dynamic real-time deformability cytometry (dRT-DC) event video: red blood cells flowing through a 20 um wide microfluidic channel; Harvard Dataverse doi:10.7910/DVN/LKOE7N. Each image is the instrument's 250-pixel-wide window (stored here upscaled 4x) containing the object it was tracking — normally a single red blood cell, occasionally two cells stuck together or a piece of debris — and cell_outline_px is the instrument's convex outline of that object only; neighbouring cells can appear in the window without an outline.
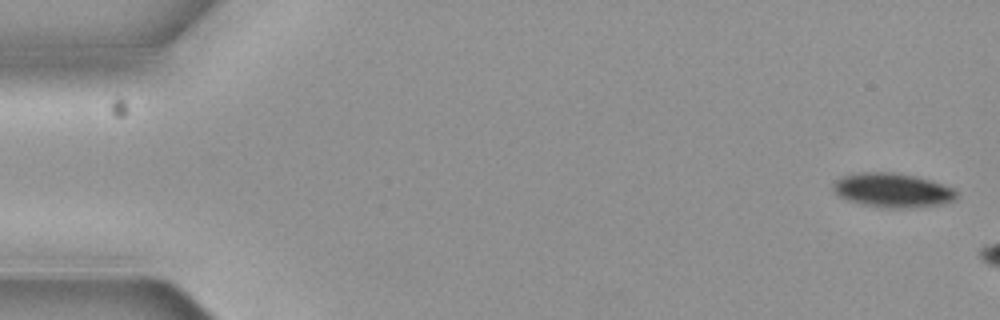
{"species": "common noctule bat (a hibernating species)", "species_latin": "Nyctalus noctula", "temperature_condition": "cold", "stored_images_in_passage": 6, "camera_frame_rate_fps": 3000, "um_per_image_px": 0.085, "animal": {"sex": "female", "body_mass_g": 19.3, "forearm_length_mm": 54.1}, "frame": {"image": 1, "passage_image": 1, "time_ms": 0.0, "image_size_px": [1000, 320], "cell_outline_px": [[956, 200], [944, 204], [912, 208], [876, 208], [860, 204], [836, 196], [832, 188], [832, 184], [836, 180], [844, 176], [860, 172], [896, 172], [916, 176], [952, 188], [956, 192]], "centroid_in_image_um": [75.82, 16.19], "position_along_channel_um": 9.2, "area_um2": 24.91}}